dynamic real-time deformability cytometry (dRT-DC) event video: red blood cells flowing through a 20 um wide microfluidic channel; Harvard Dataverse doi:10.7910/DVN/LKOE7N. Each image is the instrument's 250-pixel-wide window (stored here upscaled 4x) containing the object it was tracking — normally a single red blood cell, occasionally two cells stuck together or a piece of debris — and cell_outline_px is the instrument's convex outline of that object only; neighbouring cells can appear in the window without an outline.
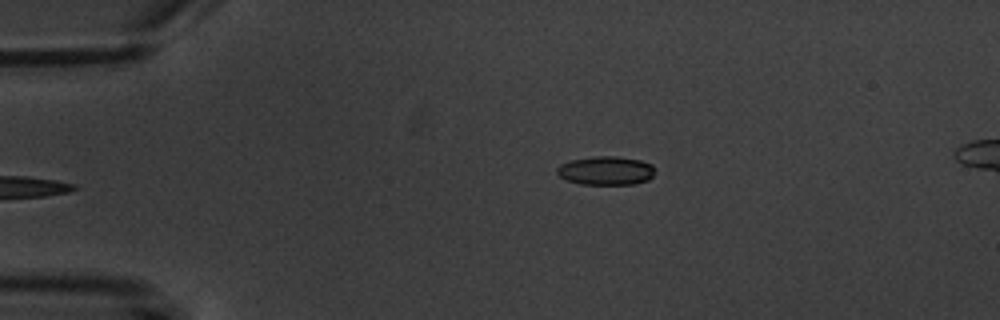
{"species": "common noctule bat (a hibernating species)", "species_latin": "Nyctalus noctula", "temperature_condition": "warm", "stored_images_in_passage": 5, "camera_frame_rate_fps": 3000, "um_per_image_px": 0.085, "animal": {"sex": "male", "body_mass_g": 20.1, "forearm_length_mm": 53.5}, "frame": {"image": 1, "passage_image": 5, "time_ms": 4.667, "image_size_px": [1000, 320], "cell_outline_px": [[656, 168], [652, 176], [648, 180], [632, 184], [580, 184], [568, 180], [560, 176], [556, 172], [556, 168], [560, 164], [572, 160], [596, 156], [616, 156], [640, 160], [652, 164]], "centroid_in_image_um": [51.52, 14.5], "position_along_channel_um": 33.5, "area_um2": 16.36}}